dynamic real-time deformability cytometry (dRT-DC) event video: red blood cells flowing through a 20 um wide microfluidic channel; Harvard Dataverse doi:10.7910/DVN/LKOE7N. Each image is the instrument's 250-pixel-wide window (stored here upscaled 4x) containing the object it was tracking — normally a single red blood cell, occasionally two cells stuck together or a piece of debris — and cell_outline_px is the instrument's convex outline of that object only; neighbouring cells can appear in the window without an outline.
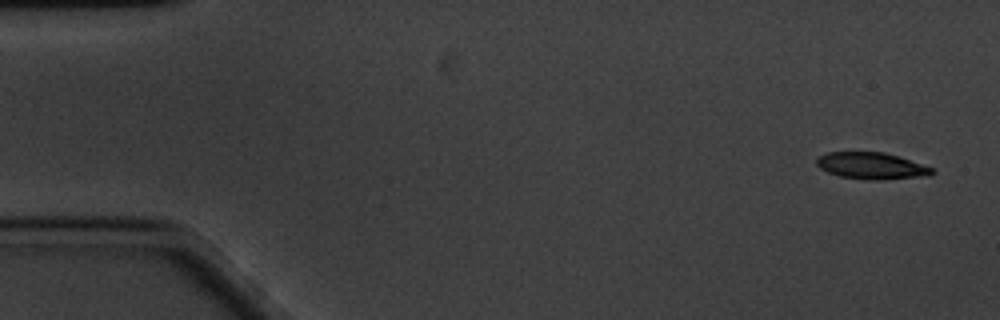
{"species": "common noctule bat (a hibernating species)", "species_latin": "Nyctalus noctula", "temperature_condition": "cold", "stored_images_in_passage": 59, "camera_frame_rate_fps": 3000, "um_per_image_px": 0.085, "animal": {"sex": "male", "body_mass_g": 20.1, "forearm_length_mm": 53.5}, "frame": {"image": 1, "passage_image": 1, "time_ms": 0.0, "image_size_px": [1000, 320], "cell_outline_px": [[936, 172], [932, 176], [880, 180], [868, 180], [840, 176], [828, 172], [820, 168], [816, 164], [816, 156], [828, 152], [884, 152], [932, 168]], "centroid_in_image_um": [74.06, 14.1], "position_along_channel_um": 10.9, "area_um2": 17.98}}
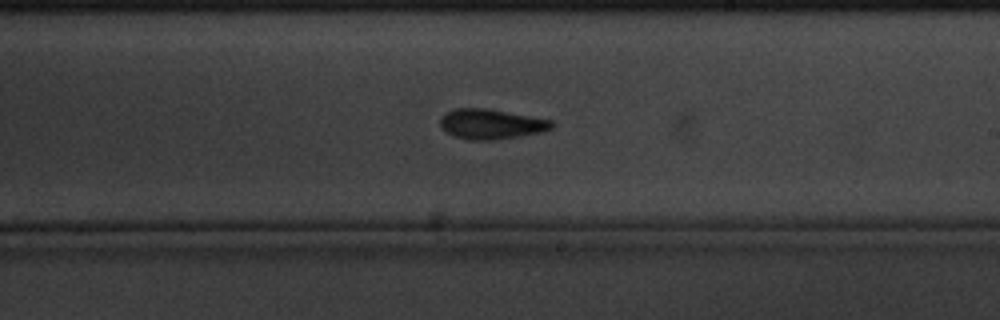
{"frame": {"image": 2, "passage_image": 33, "time_ms": 10.667, "image_size_px": [1000, 320], "cell_outline_px": [[556, 124], [552, 128], [544, 132], [492, 140], [468, 140], [452, 136], [444, 132], [440, 128], [440, 116], [444, 112], [456, 108], [488, 108], [552, 120]], "centroid_in_image_um": [41.71, 10.54], "position_along_channel_um": 247.3, "area_um2": 19.94}}
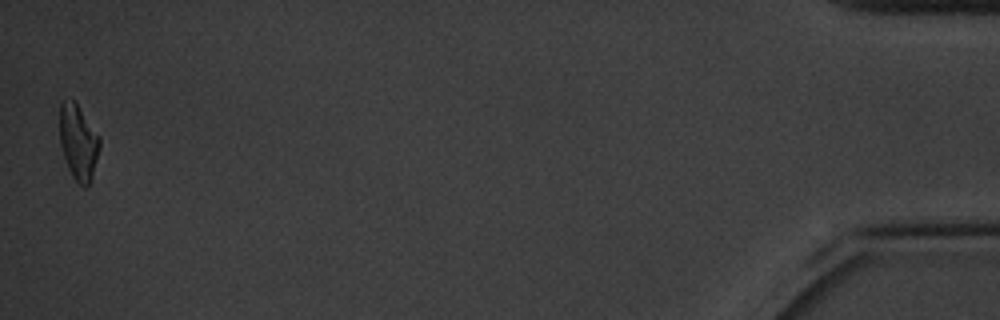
{"frame": {"image": 3, "passage_image": 58, "time_ms": 19.0, "image_size_px": [1000, 320], "cell_outline_px": [[100, 148], [92, 176], [88, 188], [84, 188], [72, 176], [68, 168], [60, 144], [60, 104], [64, 100], [76, 100], [100, 136]], "centroid_in_image_um": [6.68, 12.06], "position_along_channel_um": 428.5, "area_um2": 17.74}, "authors_computed_cell_mechanics": {"area_um2": 18.7272, "velocity_mm_per_s": 3.2995, "shape_relaxation_time_tau1_ms": 2.8421, "shape_relaxation_time_tau2_ms": null, "deformation_change_tau1": 0.1451, "deformation_change_tau2": null}}